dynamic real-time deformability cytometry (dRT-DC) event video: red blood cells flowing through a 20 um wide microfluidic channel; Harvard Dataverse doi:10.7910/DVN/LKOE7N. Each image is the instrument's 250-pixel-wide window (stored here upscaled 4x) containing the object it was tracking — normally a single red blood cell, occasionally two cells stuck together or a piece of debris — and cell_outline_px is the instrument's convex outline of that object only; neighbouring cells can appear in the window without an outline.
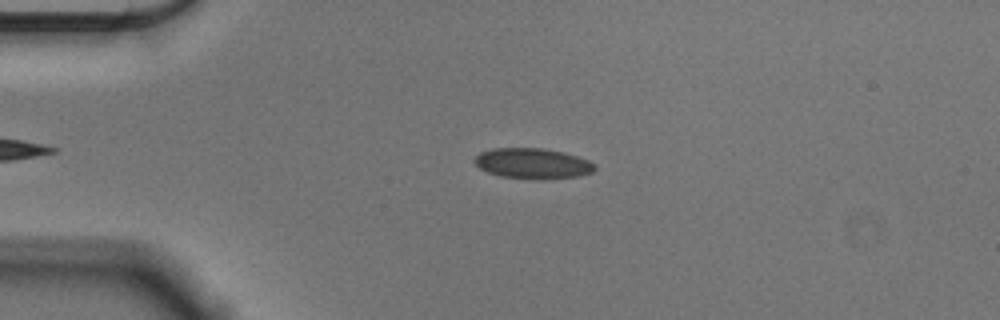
{"species": "Egyptian fruit bat (a non-hibernating species)", "species_latin": "Rousettus aegyptiacus", "temperature_condition": "cold", "stored_images_in_passage": 42, "camera_frame_rate_fps": 3000, "um_per_image_px": 0.085, "animal": {"sex": "male"}, "frame": {"image": 1, "passage_image": 5, "time_ms": 1.333, "image_size_px": [1000, 320], "cell_outline_px": [[596, 168], [592, 172], [580, 176], [544, 180], [540, 180], [500, 176], [488, 172], [480, 168], [472, 160], [480, 152], [492, 148], [544, 148], [564, 152], [588, 160], [596, 164]], "centroid_in_image_um": [45.29, 13.9], "position_along_channel_um": 39.7, "area_um2": 21.62}}
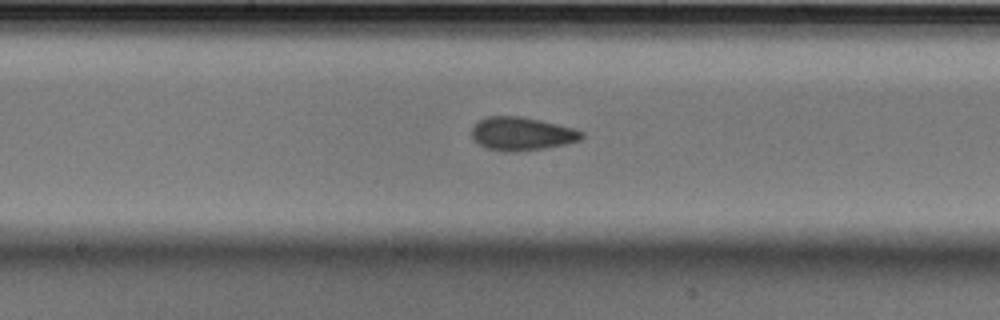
{"frame": {"image": 2, "passage_image": 21, "time_ms": 6.667, "image_size_px": [1000, 320], "cell_outline_px": [[584, 136], [580, 140], [564, 144], [544, 148], [512, 152], [488, 148], [472, 140], [472, 128], [480, 120], [488, 116], [520, 116], [540, 120], [572, 128], [584, 132]], "centroid_in_image_um": [44.35, 11.36], "position_along_channel_um": 203.9, "area_um2": 21.04}}
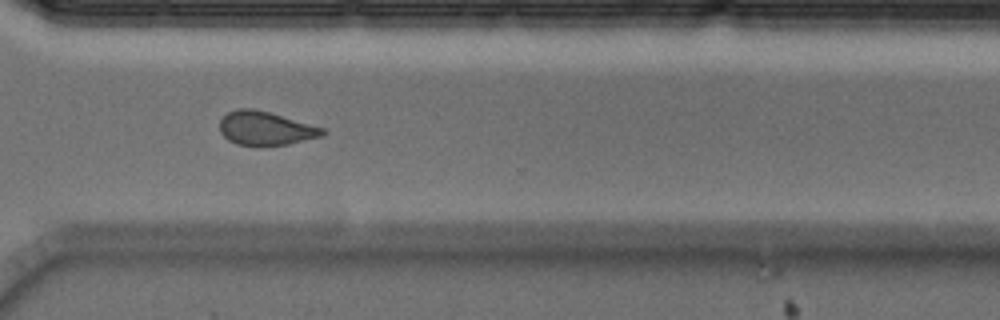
{"frame": {"image": 3, "passage_image": 33, "time_ms": 10.667, "image_size_px": [1000, 320], "cell_outline_px": [[328, 132], [324, 136], [288, 144], [260, 148], [256, 148], [236, 144], [228, 140], [220, 132], [220, 120], [228, 112], [236, 108], [252, 108], [268, 112], [324, 128]], "centroid_in_image_um": [22.57, 10.95], "position_along_channel_um": 348.0, "area_um2": 20.69}, "authors_computed_cell_mechanics": {"area_um2": 20.7213, "velocity_mm_per_s": 3.6156, "shape_relaxation_time_tau1_ms": 6.9286, "shape_relaxation_time_tau2_ms": 2.3553, "deformation_change_tau1": 0.1207, "deformation_change_tau2": 0.0641}}